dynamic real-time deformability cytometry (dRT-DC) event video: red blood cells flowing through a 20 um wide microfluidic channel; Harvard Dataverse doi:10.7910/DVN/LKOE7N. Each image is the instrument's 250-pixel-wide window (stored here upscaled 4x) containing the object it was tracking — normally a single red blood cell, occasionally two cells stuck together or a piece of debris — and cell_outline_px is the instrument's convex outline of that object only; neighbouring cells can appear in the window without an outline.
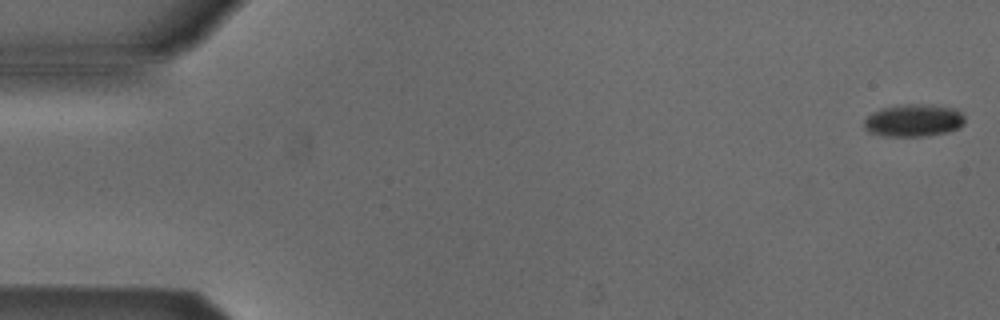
{"species": "Egyptian fruit bat (a non-hibernating species)", "species_latin": "Rousettus aegyptiacus", "temperature_condition": "cold", "stored_images_in_passage": 4, "camera_frame_rate_fps": 3000, "um_per_image_px": 0.085, "animal": {"sex": "male"}, "frame": {"image": 1, "passage_image": 1, "time_ms": 0.0, "image_size_px": [1000, 320], "cell_outline_px": [[964, 124], [960, 128], [948, 132], [928, 136], [884, 136], [868, 132], [864, 128], [864, 120], [872, 112], [880, 108], [908, 104], [932, 104], [956, 108], [964, 116]], "centroid_in_image_um": [77.68, 10.23], "position_along_channel_um": 7.3, "area_um2": 19.36}}
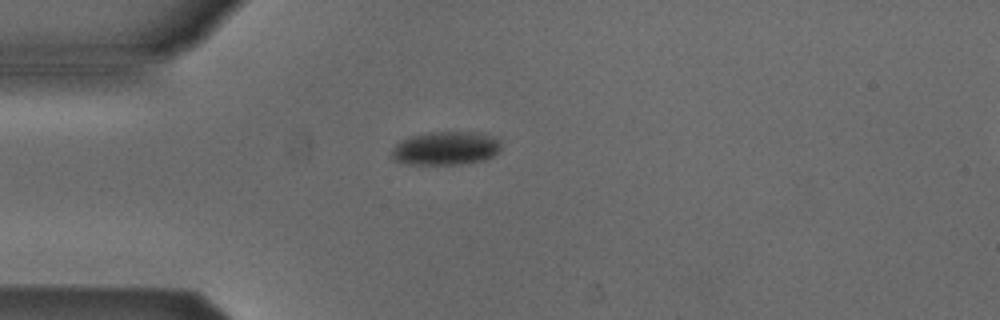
{"frame": {"image": 2, "passage_image": 4, "time_ms": 1.0, "image_size_px": [1000, 320], "cell_outline_px": [[500, 152], [488, 160], [468, 164], [408, 164], [392, 160], [392, 148], [400, 140], [412, 136], [428, 132], [476, 132], [500, 140]], "centroid_in_image_um": [37.9, 12.62], "position_along_channel_um": 47.1, "area_um2": 21.62}}